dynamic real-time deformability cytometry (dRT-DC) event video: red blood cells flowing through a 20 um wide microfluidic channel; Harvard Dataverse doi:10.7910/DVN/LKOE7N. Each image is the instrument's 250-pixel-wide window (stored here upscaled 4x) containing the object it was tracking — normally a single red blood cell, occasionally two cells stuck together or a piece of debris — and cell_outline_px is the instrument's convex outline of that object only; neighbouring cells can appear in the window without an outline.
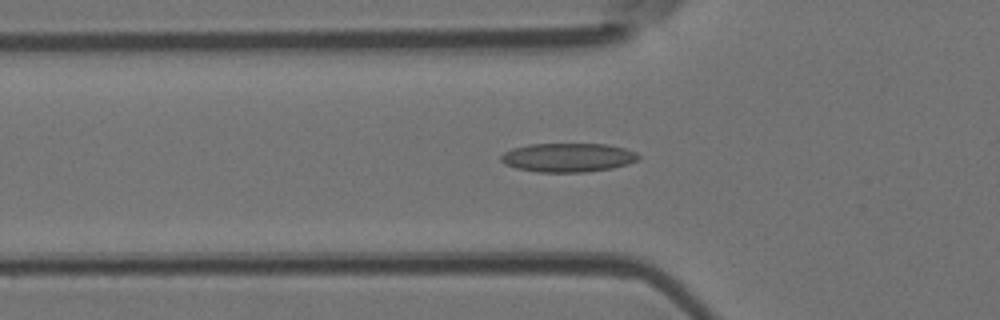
{"species": "Egyptian fruit bat (a non-hibernating species)", "species_latin": "Rousettus aegyptiacus", "temperature_condition": "room temperature", "stored_images_in_passage": 48, "camera_frame_rate_fps": 3000, "um_per_image_px": 0.085, "animal": {"sex": "female"}, "frame": {"image": 1, "passage_image": 16, "time_ms": 5.0, "image_size_px": [1000, 320], "cell_outline_px": [[640, 156], [636, 160], [628, 164], [612, 168], [584, 172], [536, 172], [516, 168], [504, 164], [500, 160], [500, 156], [504, 152], [512, 148], [528, 144], [608, 144], [624, 148], [636, 152]], "centroid_in_image_um": [48.24, 13.39], "position_along_channel_um": 77.6, "area_um2": 23.24}}
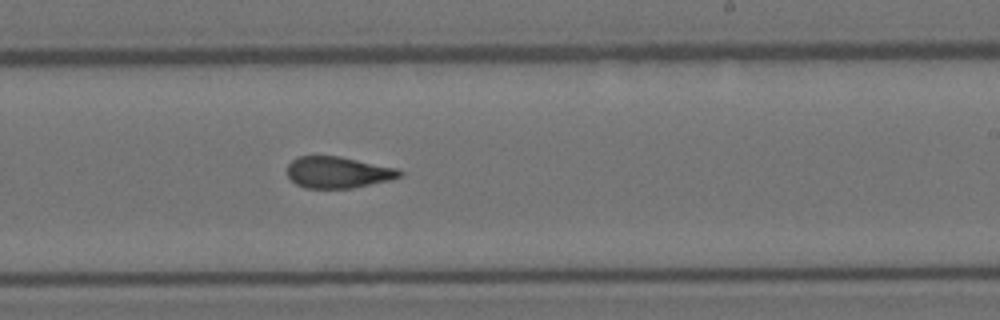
{"frame": {"image": 2, "passage_image": 29, "time_ms": 9.333, "image_size_px": [1000, 320], "cell_outline_px": [[404, 176], [388, 180], [352, 188], [304, 188], [296, 184], [288, 176], [288, 164], [296, 156], [340, 156], [396, 168], [404, 172]], "centroid_in_image_um": [28.72, 14.64], "position_along_channel_um": 260.3, "area_um2": 20.58}}
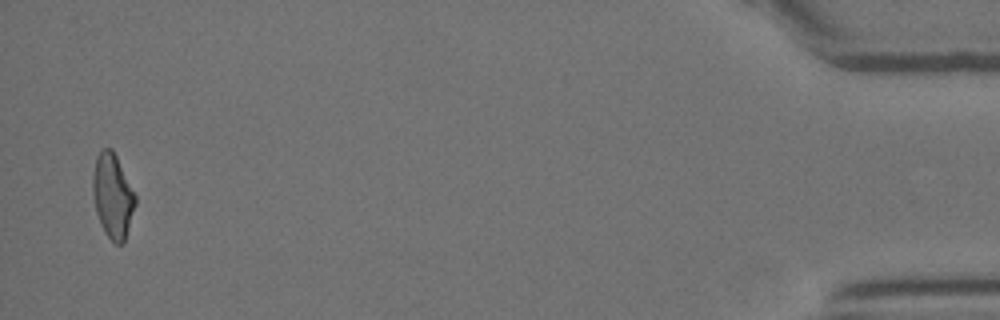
{"frame": {"image": 3, "passage_image": 47, "time_ms": 15.333, "image_size_px": [1000, 320], "cell_outline_px": [[136, 204], [124, 244], [116, 244], [104, 232], [96, 212], [92, 192], [92, 172], [96, 156], [100, 148], [112, 148], [136, 196]], "centroid_in_image_um": [9.56, 16.64], "position_along_channel_um": 425.6, "area_um2": 21.04}, "authors_computed_cell_mechanics": {"area_um2": 21.5016, "velocity_mm_per_s": 4.2071, "shape_relaxation_time_tau1_ms": null, "shape_relaxation_time_tau2_ms": 2.1196, "deformation_change_tau1": null, "deformation_change_tau2": 0.1054}}